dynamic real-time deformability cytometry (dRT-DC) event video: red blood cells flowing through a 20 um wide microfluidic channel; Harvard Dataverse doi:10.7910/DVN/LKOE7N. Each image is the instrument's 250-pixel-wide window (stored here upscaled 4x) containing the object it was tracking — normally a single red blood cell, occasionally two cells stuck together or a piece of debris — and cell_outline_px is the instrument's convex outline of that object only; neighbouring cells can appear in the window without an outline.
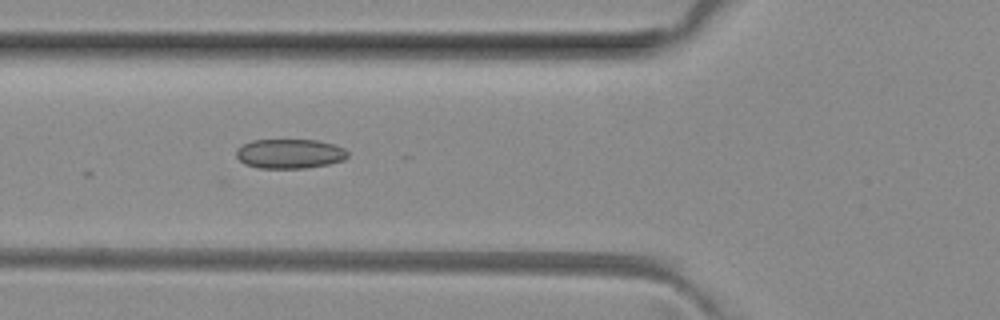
{"species": "common noctule bat (a hibernating species)", "species_latin": "Nyctalus noctula", "temperature_condition": "room temperature", "stored_images_in_passage": 11, "camera_frame_rate_fps": 3000, "um_per_image_px": 0.085, "animal": {"sex": "female", "body_mass_g": 29.2, "forearm_length_mm": 56.3}, "frame": {"image": 1, "passage_image": 4, "time_ms": 1.0, "image_size_px": [1000, 320], "cell_outline_px": [[348, 156], [344, 160], [328, 164], [304, 168], [260, 168], [244, 164], [236, 156], [236, 148], [252, 140], [316, 140], [332, 144], [344, 148], [348, 152]], "centroid_in_image_um": [24.61, 13.07], "position_along_channel_um": 101.2, "area_um2": 19.13}}
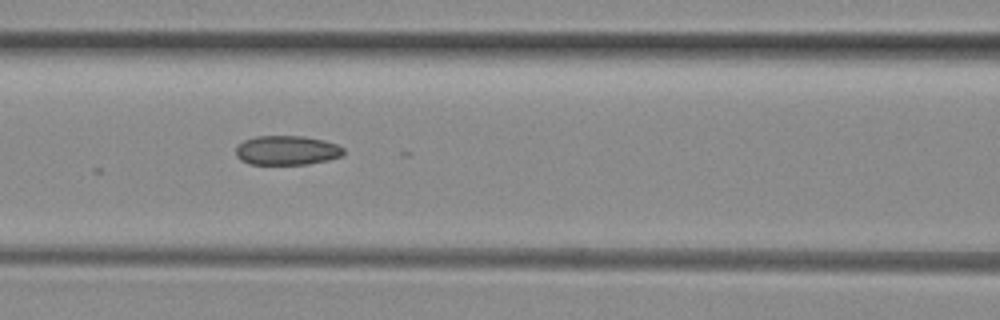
{"frame": {"image": 2, "passage_image": 7, "time_ms": 2.0, "image_size_px": [1000, 320], "cell_outline_px": [[344, 156], [328, 160], [308, 164], [248, 164], [240, 160], [236, 156], [236, 148], [244, 140], [256, 136], [304, 136], [324, 140], [336, 144], [344, 148]], "centroid_in_image_um": [24.4, 12.78], "position_along_channel_um": 142.2, "area_um2": 18.55}}
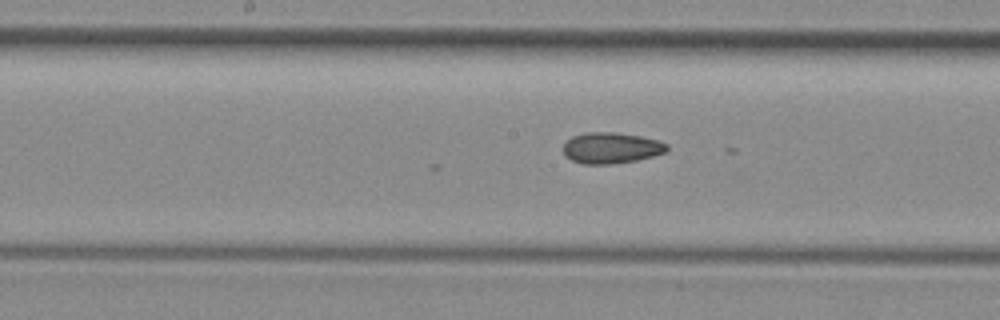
{"frame": {"image": 3, "passage_image": 11, "time_ms": 3.333, "image_size_px": [1000, 320], "cell_outline_px": [[668, 152], [636, 160], [612, 164], [584, 164], [572, 160], [564, 156], [564, 144], [572, 136], [584, 132], [616, 132], [640, 136], [660, 140], [668, 144]], "centroid_in_image_um": [51.97, 12.57], "position_along_channel_um": 196.2, "area_um2": 18.9}}